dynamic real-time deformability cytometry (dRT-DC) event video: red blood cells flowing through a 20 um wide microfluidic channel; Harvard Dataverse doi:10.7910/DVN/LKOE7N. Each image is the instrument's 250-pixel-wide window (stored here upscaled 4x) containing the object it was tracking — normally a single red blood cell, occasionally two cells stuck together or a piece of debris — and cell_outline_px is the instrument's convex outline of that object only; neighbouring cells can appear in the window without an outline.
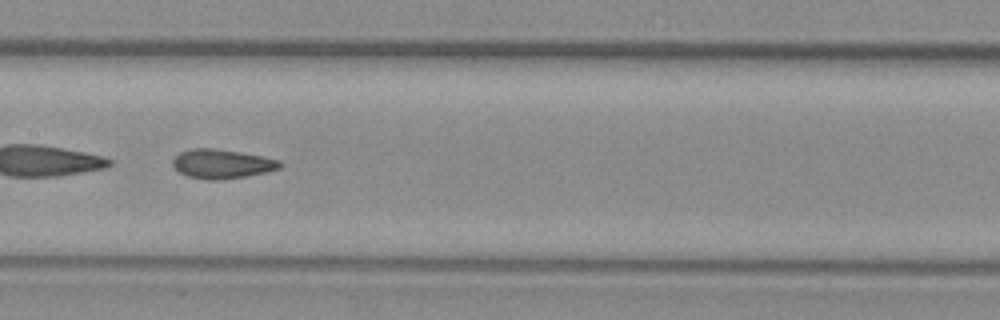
{"species": "common noctule bat (a hibernating species)", "species_latin": "Nyctalus noctula", "temperature_condition": "warm", "stored_images_in_passage": 38, "camera_frame_rate_fps": 3000, "um_per_image_px": 0.085, "animal": {"sex": "female", "body_mass_g": 29.2, "forearm_length_mm": 56.3}, "frame": {"image": 1, "passage_image": 17, "time_ms": 5.333, "image_size_px": [1000, 320], "cell_outline_px": [[284, 164], [280, 168], [268, 172], [224, 180], [208, 180], [188, 176], [180, 172], [172, 164], [172, 160], [180, 152], [192, 148], [212, 148], [240, 152], [280, 160]], "centroid_in_image_um": [18.89, 13.93], "position_along_channel_um": 188.5, "area_um2": 18.26}, "authors_computed_cell_mechanics": {"area_um2": 18.6405, "velocity_mm_per_s": 3.8827, "shape_relaxation_time_tau1_ms": null, "shape_relaxation_time_tau2_ms": 2.0803, "deformation_change_tau1": null, "deformation_change_tau2": 0.0858}}